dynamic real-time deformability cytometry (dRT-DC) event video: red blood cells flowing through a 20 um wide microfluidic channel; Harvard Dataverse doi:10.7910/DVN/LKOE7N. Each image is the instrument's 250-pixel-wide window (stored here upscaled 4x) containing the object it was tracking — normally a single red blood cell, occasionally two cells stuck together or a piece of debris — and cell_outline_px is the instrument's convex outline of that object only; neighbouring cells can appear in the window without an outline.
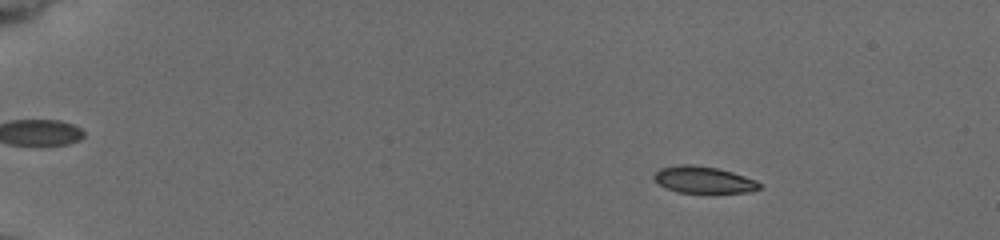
{"species": "common noctule bat (a hibernating species)", "species_latin": "Nyctalus noctula", "temperature_condition": "cold", "stored_images_in_passage": 16, "camera_frame_rate_fps": 3000, "um_per_image_px": 0.085, "animal": {"sex": "female", "body_mass_g": 19.5, "forearm_length_mm": 54.1}, "frame": {"image": 1, "passage_image": 8, "time_ms": 2.333, "image_size_px": [1000, 240], "cell_outline_px": [[760, 188], [748, 192], [712, 196], [708, 196], [676, 192], [660, 184], [652, 176], [660, 168], [676, 164], [692, 164], [720, 168], [756, 180], [760, 184]], "centroid_in_image_um": [59.83, 15.33], "position_along_channel_um": 25.2, "area_um2": 17.4}}